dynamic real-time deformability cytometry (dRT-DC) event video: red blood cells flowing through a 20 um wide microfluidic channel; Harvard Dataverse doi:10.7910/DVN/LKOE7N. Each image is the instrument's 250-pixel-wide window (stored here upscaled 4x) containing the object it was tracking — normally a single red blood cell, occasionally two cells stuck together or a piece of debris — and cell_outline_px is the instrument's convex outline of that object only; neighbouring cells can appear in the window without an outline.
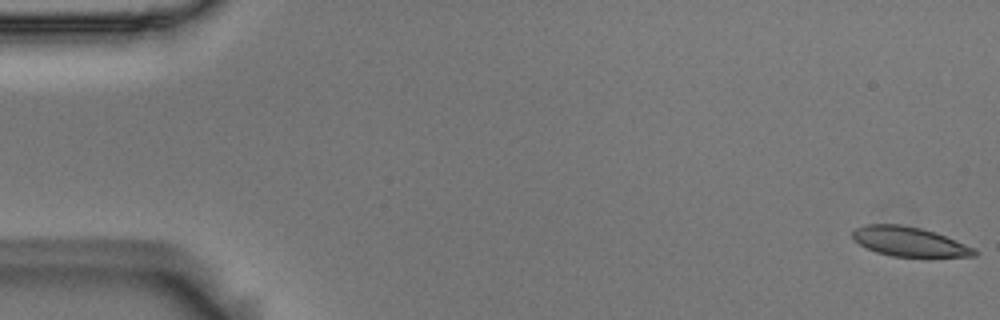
{"species": "Egyptian fruit bat (a non-hibernating species)", "species_latin": "Rousettus aegyptiacus", "temperature_condition": "room temperature", "stored_images_in_passage": 55, "camera_frame_rate_fps": 3000, "um_per_image_px": 0.085, "animal": {"sex": "male"}, "frame": {"image": 1, "passage_image": 1, "time_ms": 0.0, "image_size_px": [1000, 320], "cell_outline_px": [[980, 252], [976, 256], [892, 256], [876, 252], [860, 244], [852, 236], [852, 232], [856, 228], [864, 224], [900, 224], [920, 228], [936, 232], [976, 248]], "centroid_in_image_um": [77.32, 20.53], "position_along_channel_um": 7.7, "area_um2": 20.81}}
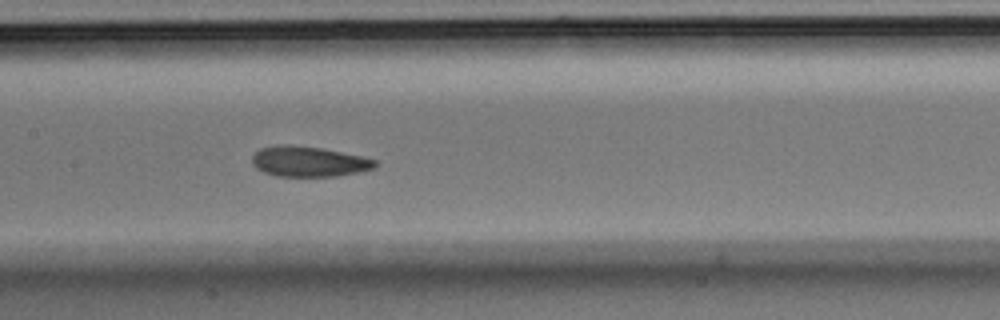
{"frame": {"image": 2, "passage_image": 27, "time_ms": 8.667, "image_size_px": [1000, 320], "cell_outline_px": [[376, 168], [336, 176], [276, 176], [264, 172], [256, 168], [252, 164], [252, 156], [260, 148], [284, 144], [288, 144], [324, 148], [360, 156], [376, 160]], "centroid_in_image_um": [26.22, 13.72], "position_along_channel_um": 181.2, "area_um2": 21.68}}
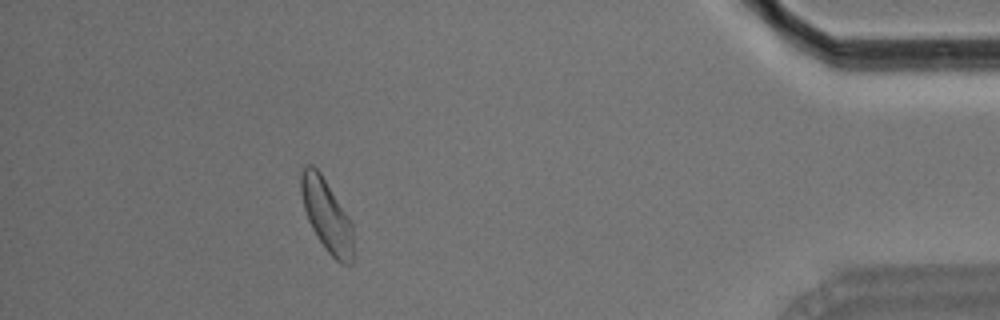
{"frame": {"image": 3, "passage_image": 50, "time_ms": 16.333, "image_size_px": [1000, 320], "cell_outline_px": [[356, 252], [352, 264], [344, 264], [336, 260], [324, 248], [312, 228], [308, 220], [304, 208], [300, 192], [300, 172], [308, 164], [312, 164], [320, 172], [348, 216], [352, 224]], "centroid_in_image_um": [27.8, 18.35], "position_along_channel_um": 407.4, "area_um2": 22.31}, "authors_computed_cell_mechanics": {"area_um2": 22.0796, "velocity_mm_per_s": 3.6286, "shape_relaxation_time_tau1_ms": 5.9228, "shape_relaxation_time_tau2_ms": 2.9859, "deformation_change_tau1": 0.1275, "deformation_change_tau2": 0.0626}}